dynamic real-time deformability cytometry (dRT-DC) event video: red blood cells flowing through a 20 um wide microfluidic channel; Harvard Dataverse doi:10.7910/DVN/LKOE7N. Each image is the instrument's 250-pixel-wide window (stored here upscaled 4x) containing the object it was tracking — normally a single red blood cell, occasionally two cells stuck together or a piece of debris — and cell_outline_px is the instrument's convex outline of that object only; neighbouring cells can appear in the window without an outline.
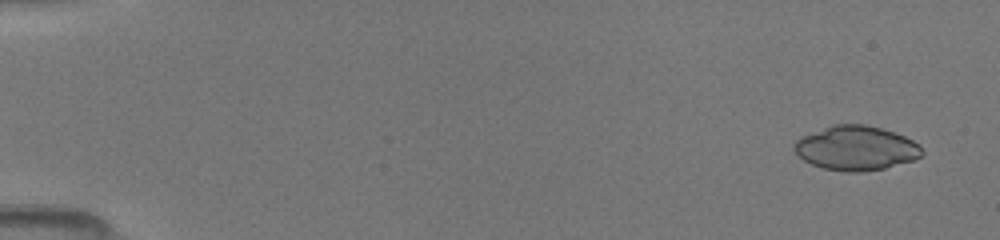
{"species": "common noctule bat (a hibernating species)", "species_latin": "Nyctalus noctula", "temperature_condition": "room temperature", "stored_images_in_passage": 9, "camera_frame_rate_fps": 3000, "um_per_image_px": 0.085, "animal": {"sex": "female", "body_mass_g": 19.5, "forearm_length_mm": 54.1}, "frame": {"image": 1, "passage_image": 1, "time_ms": 0.0, "image_size_px": [1000, 240], "cell_outline_px": [[924, 152], [920, 156], [912, 160], [884, 168], [860, 172], [848, 172], [824, 168], [812, 164], [804, 160], [796, 152], [792, 144], [800, 136], [832, 124], [864, 124], [880, 128], [904, 136], [920, 144]], "centroid_in_image_um": [72.74, 12.58], "position_along_channel_um": 12.3, "area_um2": 32.95}}